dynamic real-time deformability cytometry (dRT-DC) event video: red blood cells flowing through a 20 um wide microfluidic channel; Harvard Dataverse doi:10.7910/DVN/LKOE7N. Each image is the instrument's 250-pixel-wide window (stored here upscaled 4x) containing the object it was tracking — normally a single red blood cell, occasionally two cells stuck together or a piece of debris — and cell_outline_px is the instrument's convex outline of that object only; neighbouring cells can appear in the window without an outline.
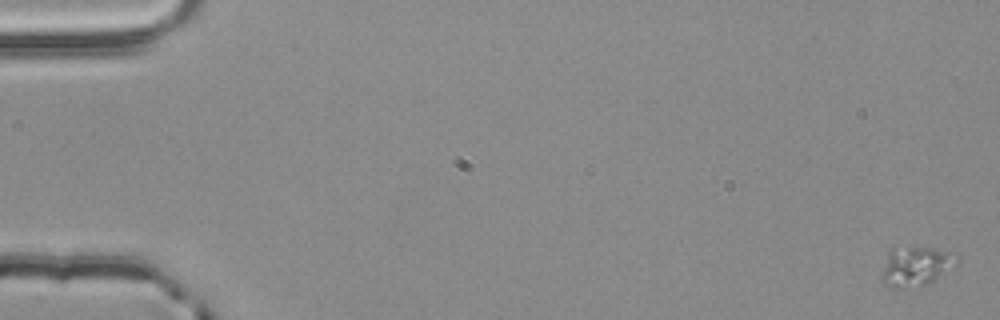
{"species": "common noctule bat (a hibernating species)", "species_latin": "Nyctalus noctula", "temperature_condition": "room temperature", "stored_images_in_passage": 4, "camera_frame_rate_fps": 3000, "um_per_image_px": 0.085, "animal": {"sex": "male", "body_mass_g": 20.4}, "frame": {"image": 1, "passage_image": 1, "time_ms": 0.0, "image_size_px": [1000, 320], "cell_outline_px": [[948, 264], [928, 284], [904, 288], [892, 288], [884, 284], [880, 276], [888, 252], [892, 248], [932, 248], [944, 252], [948, 260]], "centroid_in_image_um": [77.54, 22.68], "position_along_channel_um": 7.5, "area_um2": 15.55}}